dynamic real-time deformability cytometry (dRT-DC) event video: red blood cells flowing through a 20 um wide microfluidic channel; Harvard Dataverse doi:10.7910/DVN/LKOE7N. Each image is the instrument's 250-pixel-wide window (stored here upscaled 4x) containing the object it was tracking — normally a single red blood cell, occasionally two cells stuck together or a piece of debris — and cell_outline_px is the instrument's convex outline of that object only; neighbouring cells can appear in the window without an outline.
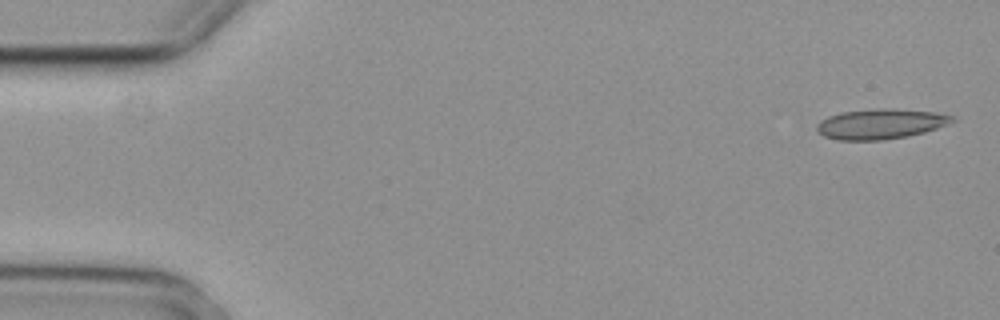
{"species": "common noctule bat (a hibernating species)", "species_latin": "Nyctalus noctula", "temperature_condition": "cold", "stored_images_in_passage": 6, "segment_of_instrument_passage": [1, 2], "camera_frame_rate_fps": 3000, "um_per_image_px": 0.085, "animal": {"sex": "female", "body_mass_g": 29.2, "forearm_length_mm": 56.3}, "frame": {"image": 1, "passage_image": 1, "time_ms": 0.0, "image_size_px": [1000, 320], "cell_outline_px": [[956, 120], [948, 124], [924, 132], [904, 136], [880, 140], [840, 140], [824, 136], [816, 128], [816, 124], [820, 120], [828, 116], [840, 112], [880, 108], [884, 108], [936, 112], [952, 116]], "centroid_in_image_um": [74.82, 10.52], "position_along_channel_um": 10.2, "area_um2": 23.52}}
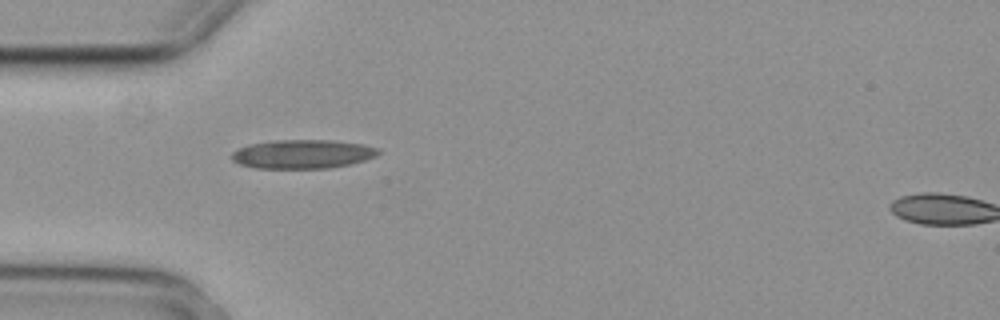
{"frame": {"image": 2, "passage_image": 5, "time_ms": 1.333, "image_size_px": [1000, 320], "cell_outline_px": [[380, 152], [376, 156], [364, 160], [348, 164], [328, 168], [256, 168], [240, 164], [232, 160], [232, 152], [248, 144], [272, 140], [336, 140], [364, 144], [376, 148]], "centroid_in_image_um": [25.71, 13.08], "position_along_channel_um": 59.3, "area_um2": 24.62}}